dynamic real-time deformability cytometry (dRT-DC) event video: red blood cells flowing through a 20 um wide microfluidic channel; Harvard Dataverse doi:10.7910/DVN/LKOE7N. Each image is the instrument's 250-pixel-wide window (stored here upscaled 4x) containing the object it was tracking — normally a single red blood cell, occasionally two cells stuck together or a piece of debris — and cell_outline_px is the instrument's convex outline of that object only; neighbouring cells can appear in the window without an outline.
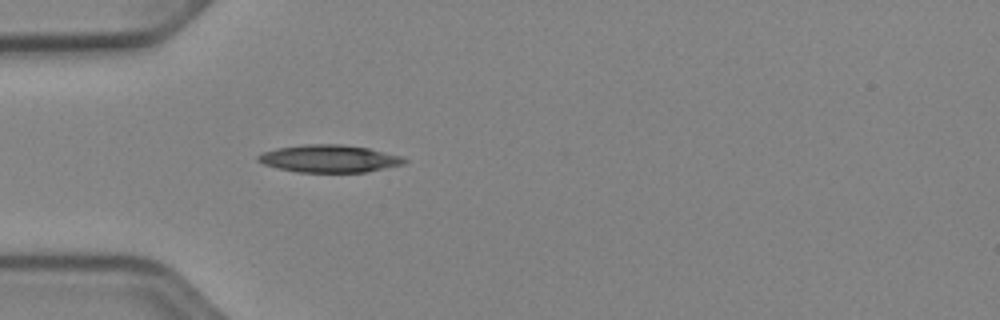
{"species": "Egyptian fruit bat (a non-hibernating species)", "species_latin": "Rousettus aegyptiacus", "temperature_condition": "cold", "stored_images_in_passage": 37, "camera_frame_rate_fps": 3000, "um_per_image_px": 0.085, "animal": {"sex": "female"}, "frame": {"image": 1, "passage_image": 1, "time_ms": 0.0, "image_size_px": [1000, 320], "cell_outline_px": [[408, 160], [404, 164], [364, 172], [296, 172], [264, 164], [256, 160], [256, 156], [264, 152], [276, 148], [308, 144], [340, 144], [368, 148], [400, 156]], "centroid_in_image_um": [27.97, 13.48], "position_along_channel_um": 57.0, "area_um2": 23.18}}
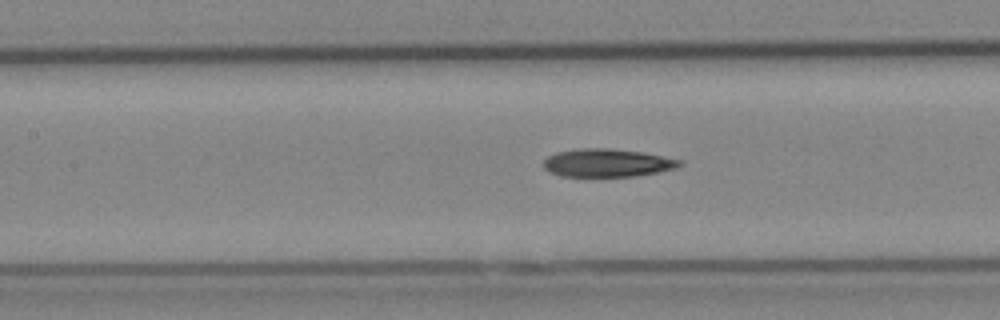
{"frame": {"image": 2, "passage_image": 9, "time_ms": 2.667, "image_size_px": [1000, 320], "cell_outline_px": [[684, 164], [676, 168], [660, 172], [636, 176], [560, 176], [548, 172], [544, 168], [544, 160], [548, 156], [556, 152], [576, 148], [608, 148], [640, 152], [684, 160]], "centroid_in_image_um": [51.62, 13.84], "position_along_channel_um": 155.8, "area_um2": 22.43}}
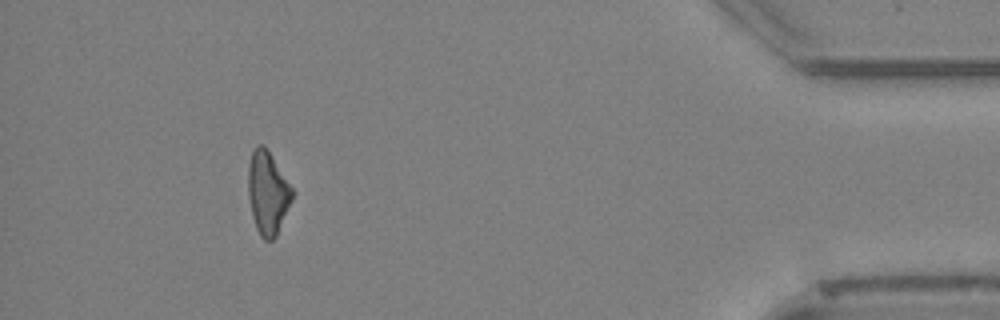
{"frame": {"image": 3, "passage_image": 33, "time_ms": 10.667, "image_size_px": [1000, 320], "cell_outline_px": [[292, 200], [276, 236], [272, 240], [264, 240], [260, 236], [256, 228], [252, 216], [248, 196], [248, 164], [252, 152], [256, 144], [264, 144], [292, 188]], "centroid_in_image_um": [22.72, 16.39], "position_along_channel_um": 412.5, "area_um2": 21.15}, "authors_computed_cell_mechanics": {"area_um2": 22.0218, "velocity_mm_per_s": 3.9383, "shape_relaxation_time_tau1_ms": 10.7266, "shape_relaxation_time_tau2_ms": 6.6056, "deformation_change_tau1": 0.2228, "deformation_change_tau2": 0.203}}